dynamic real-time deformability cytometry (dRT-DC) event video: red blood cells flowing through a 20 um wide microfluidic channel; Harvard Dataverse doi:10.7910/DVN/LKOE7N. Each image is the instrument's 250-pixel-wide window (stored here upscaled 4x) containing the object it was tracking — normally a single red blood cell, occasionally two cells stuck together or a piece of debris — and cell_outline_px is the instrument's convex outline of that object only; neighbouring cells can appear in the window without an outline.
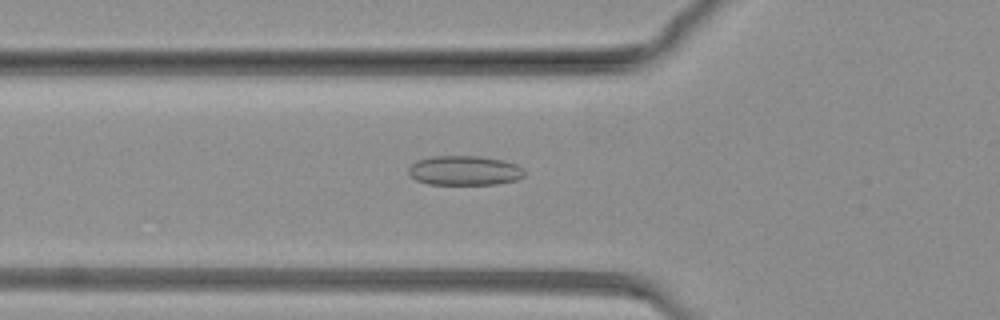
{"species": "common noctule bat (a hibernating species)", "species_latin": "Nyctalus noctula", "temperature_condition": "warm", "stored_images_in_passage": 53, "camera_frame_rate_fps": 3000, "um_per_image_px": 0.085, "animal": {"sex": "female", "body_mass_g": 19.3, "forearm_length_mm": 54.1}, "frame": {"image": 1, "passage_image": 4, "time_ms": 1.0, "image_size_px": [1000, 320], "cell_outline_px": [[524, 176], [516, 180], [496, 184], [428, 184], [416, 180], [408, 176], [408, 168], [416, 160], [432, 156], [480, 156], [504, 160], [516, 164], [524, 168]], "centroid_in_image_um": [39.47, 14.49], "position_along_channel_um": 86.3, "area_um2": 20.17}}
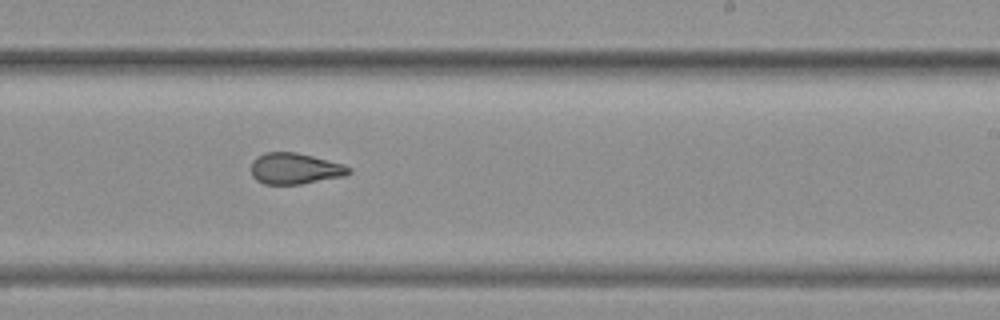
{"frame": {"image": 2, "passage_image": 25, "time_ms": 8.0, "image_size_px": [1000, 320], "cell_outline_px": [[352, 172], [344, 176], [300, 184], [264, 184], [256, 180], [252, 176], [252, 160], [256, 156], [264, 152], [296, 152], [344, 164], [352, 168]], "centroid_in_image_um": [25.07, 14.32], "position_along_channel_um": 263.9, "area_um2": 17.8}}
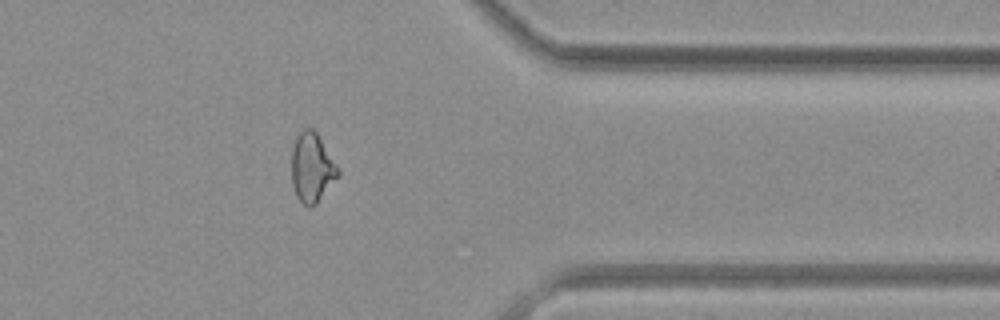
{"frame": {"image": 3, "passage_image": 41, "time_ms": 13.333, "image_size_px": [1000, 320], "cell_outline_px": [[340, 172], [316, 204], [308, 208], [296, 196], [292, 184], [292, 148], [296, 136], [304, 128], [312, 128], [316, 132], [340, 168]], "centroid_in_image_um": [26.51, 14.23], "position_along_channel_um": 384.9, "area_um2": 18.61}}